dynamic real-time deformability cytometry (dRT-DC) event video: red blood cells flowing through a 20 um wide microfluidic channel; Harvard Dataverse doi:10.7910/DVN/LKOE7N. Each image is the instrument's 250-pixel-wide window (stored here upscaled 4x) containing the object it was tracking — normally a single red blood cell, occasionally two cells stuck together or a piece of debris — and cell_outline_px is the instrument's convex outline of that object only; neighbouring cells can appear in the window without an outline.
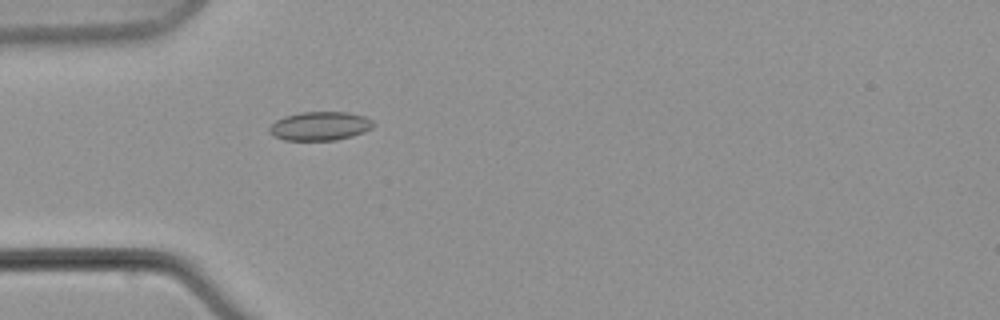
{"species": "common noctule bat (a hibernating species)", "species_latin": "Nyctalus noctula", "temperature_condition": "warm", "stored_images_in_passage": 2, "camera_frame_rate_fps": 3000, "um_per_image_px": 0.085, "animal": {"sex": "male", "body_mass_g": 21.5, "forearm_length_mm": 52.0}, "frame": {"image": 1, "passage_image": 2, "time_ms": 1.0, "image_size_px": [1000, 320], "cell_outline_px": [[376, 124], [372, 128], [364, 132], [352, 136], [336, 140], [284, 140], [268, 132], [268, 128], [276, 120], [284, 116], [300, 112], [348, 112], [364, 116], [372, 120]], "centroid_in_image_um": [27.21, 10.71], "position_along_channel_um": 57.8, "area_um2": 17.51}}